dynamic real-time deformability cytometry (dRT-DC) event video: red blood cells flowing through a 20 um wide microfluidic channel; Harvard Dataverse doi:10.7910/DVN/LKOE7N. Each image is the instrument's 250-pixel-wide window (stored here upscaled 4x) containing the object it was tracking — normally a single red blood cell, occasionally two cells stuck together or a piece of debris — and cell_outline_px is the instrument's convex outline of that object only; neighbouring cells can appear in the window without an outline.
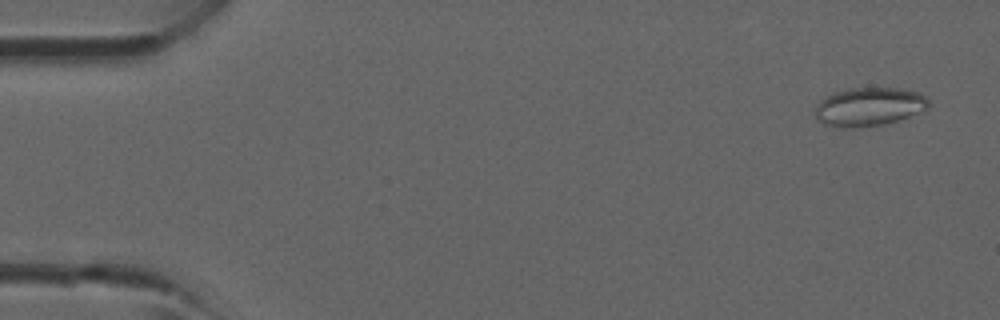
{"species": "common noctule bat (a hibernating species)", "species_latin": "Nyctalus noctula", "temperature_condition": "room temperature", "stored_images_in_passage": 5, "camera_frame_rate_fps": 3000, "um_per_image_px": 0.085, "animal": {"sex": "male", "forearm_length_mm": 52.5}, "frame": {"image": 1, "passage_image": 1, "time_ms": 0.0, "image_size_px": [1000, 320], "cell_outline_px": [[928, 108], [908, 116], [884, 124], [856, 128], [840, 128], [824, 124], [816, 120], [816, 104], [820, 100], [836, 92], [852, 88], [896, 88], [916, 92], [924, 96], [928, 100]], "centroid_in_image_um": [73.82, 9.09], "position_along_channel_um": 11.2, "area_um2": 25.2}}